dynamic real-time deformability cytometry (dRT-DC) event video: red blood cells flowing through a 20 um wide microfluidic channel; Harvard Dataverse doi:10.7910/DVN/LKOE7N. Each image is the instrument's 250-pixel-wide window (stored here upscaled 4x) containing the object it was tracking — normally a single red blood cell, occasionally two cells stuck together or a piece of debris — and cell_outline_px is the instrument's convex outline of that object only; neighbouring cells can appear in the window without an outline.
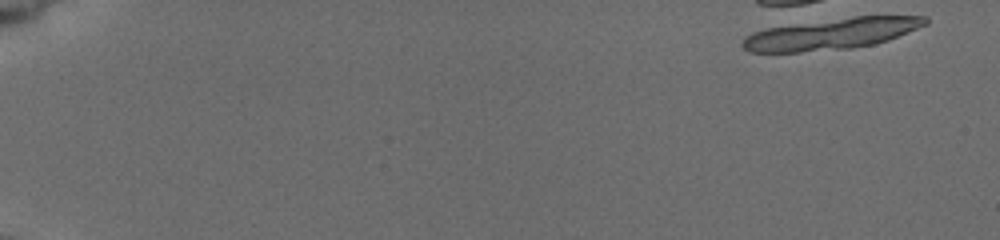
{"species": "common noctule bat (a hibernating species)", "species_latin": "Nyctalus noctula", "temperature_condition": "cold", "stored_images_in_passage": 1, "camera_frame_rate_fps": 3000, "um_per_image_px": 0.085, "animal": {"sex": "female", "body_mass_g": 19.5, "forearm_length_mm": 54.1}, "frame": {"image": 1, "passage_image": 1, "time_ms": 0.0, "image_size_px": [1000, 240], "cell_outline_px": [[928, 24], [888, 40], [872, 44], [852, 48], [800, 52], [748, 52], [740, 44], [744, 36], [752, 32], [764, 28], [856, 16], [928, 16]], "centroid_in_image_um": [70.64, 2.88], "position_along_channel_um": 14.4, "area_um2": 33.18}}